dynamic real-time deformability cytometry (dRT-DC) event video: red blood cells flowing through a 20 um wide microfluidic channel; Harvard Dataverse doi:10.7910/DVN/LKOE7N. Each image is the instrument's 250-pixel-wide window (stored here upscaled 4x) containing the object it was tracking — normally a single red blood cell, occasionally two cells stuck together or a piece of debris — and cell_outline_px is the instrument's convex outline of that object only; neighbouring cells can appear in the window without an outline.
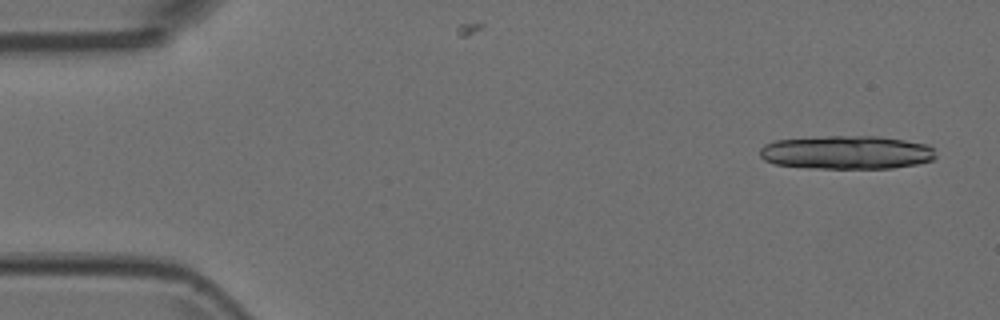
{"species": "Egyptian fruit bat (a non-hibernating species)", "species_latin": "Rousettus aegyptiacus", "temperature_condition": "room temperature", "stored_images_in_passage": 8, "camera_frame_rate_fps": 3000, "um_per_image_px": 0.085, "animal": {"sex": "female"}, "frame": {"image": 1, "passage_image": 1, "time_ms": 0.0, "image_size_px": [1000, 320], "cell_outline_px": [[936, 156], [932, 160], [916, 164], [892, 168], [808, 168], [776, 164], [764, 160], [760, 156], [760, 148], [764, 144], [776, 140], [828, 136], [880, 136], [928, 144], [932, 148]], "centroid_in_image_um": [71.96, 12.95], "position_along_channel_um": 13.0, "area_um2": 34.39}}
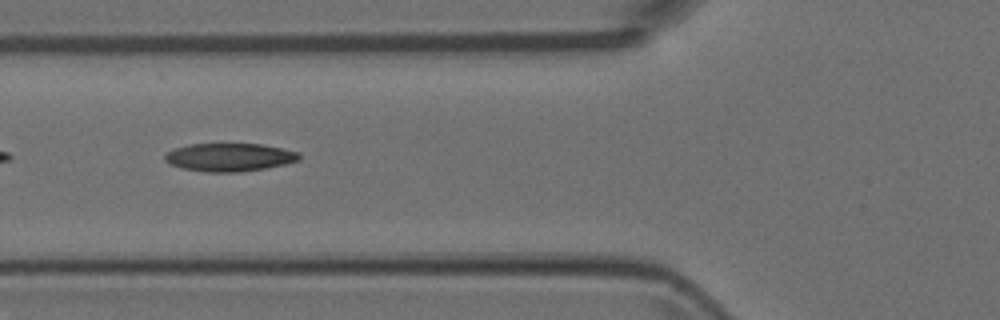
{"frame": {"image": 2, "passage_image": 5, "time_ms": 1.333, "image_size_px": [1000, 320], "cell_outline_px": [[300, 160], [284, 164], [264, 168], [240, 172], [208, 172], [184, 168], [172, 164], [164, 160], [164, 156], [168, 152], [176, 148], [188, 144], [264, 144], [300, 152]], "centroid_in_image_um": [19.54, 13.36], "position_along_channel_um": 106.3, "area_um2": 21.85}}
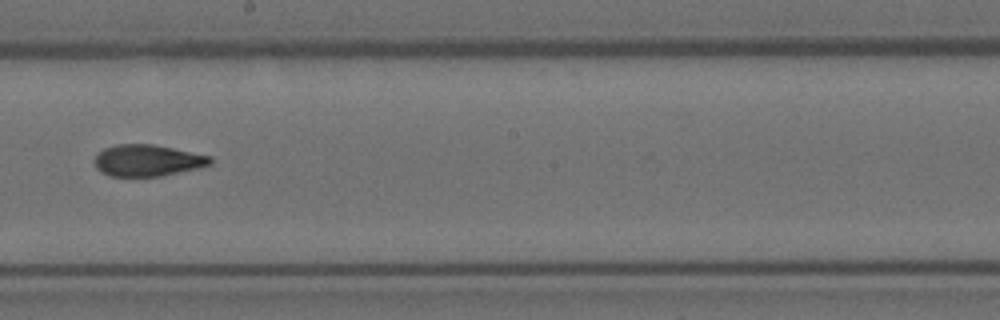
{"frame": {"image": 3, "passage_image": 8, "time_ms": 2.333, "image_size_px": [1000, 320], "cell_outline_px": [[212, 164], [200, 168], [160, 176], [108, 176], [100, 172], [96, 168], [96, 156], [104, 148], [116, 144], [152, 144], [212, 156]], "centroid_in_image_um": [12.56, 13.64], "position_along_channel_um": 235.6, "area_um2": 21.27}}